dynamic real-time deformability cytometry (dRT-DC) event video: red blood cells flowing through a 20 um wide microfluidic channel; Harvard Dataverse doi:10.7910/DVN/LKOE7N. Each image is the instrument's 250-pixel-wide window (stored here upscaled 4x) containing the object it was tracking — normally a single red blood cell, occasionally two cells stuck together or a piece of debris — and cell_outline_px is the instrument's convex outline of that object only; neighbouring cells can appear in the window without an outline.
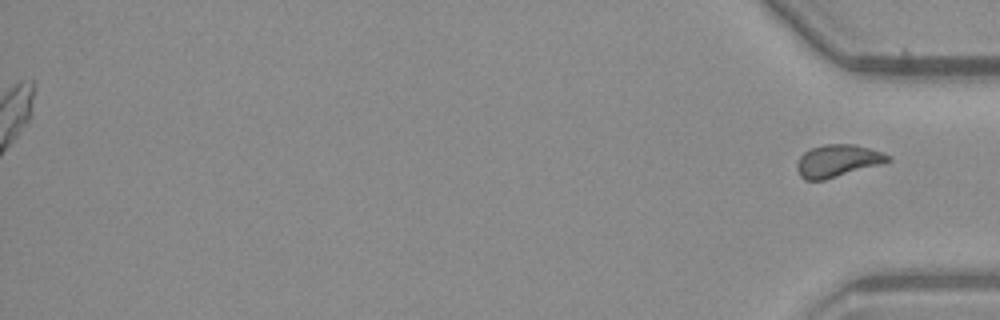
{"species": "common noctule bat (a hibernating species)", "species_latin": "Nyctalus noctula", "temperature_condition": "warm", "stored_images_in_passage": 55, "segment_of_instrument_passage": [2, 2], "camera_frame_rate_fps": 3000, "um_per_image_px": 0.085, "animal": {"sex": "male", "body_mass_g": 23.1, "forearm_length_mm": 52.7}, "frame": {"image": 1, "passage_image": 55, "time_ms": 18.0, "image_size_px": [1000, 320], "cell_outline_px": [[892, 160], [884, 164], [824, 180], [804, 180], [800, 176], [796, 168], [796, 164], [800, 156], [804, 152], [812, 148], [824, 144], [856, 144], [892, 156]], "centroid_in_image_um": [71.21, 13.68], "position_along_channel_um": 364.0, "area_um2": 17.34}}